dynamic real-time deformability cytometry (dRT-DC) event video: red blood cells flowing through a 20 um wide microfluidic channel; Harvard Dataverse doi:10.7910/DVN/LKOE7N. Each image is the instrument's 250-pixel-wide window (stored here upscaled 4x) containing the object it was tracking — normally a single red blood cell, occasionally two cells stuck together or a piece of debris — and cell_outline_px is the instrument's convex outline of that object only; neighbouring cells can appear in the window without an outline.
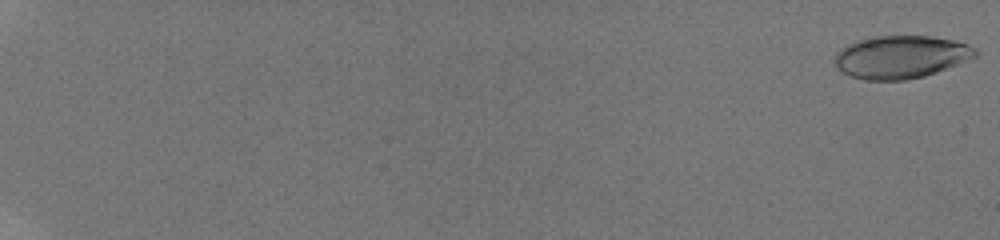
{"species": "human", "species_latin": "Homo sapiens", "temperature_condition": "room temperature", "stored_images_in_passage": 19, "camera_frame_rate_fps": 3000, "um_per_image_px": 0.085, "donor": {"sex": "male"}, "frame": {"image": 1, "passage_image": 1, "time_ms": 0.0, "image_size_px": [1000, 240], "cell_outline_px": [[976, 56], [936, 72], [924, 76], [904, 80], [864, 80], [852, 76], [836, 68], [836, 52], [840, 48], [848, 44], [860, 40], [876, 36], [932, 36], [952, 40], [968, 44], [976, 48]], "centroid_in_image_um": [76.56, 4.84], "position_along_channel_um": 8.4, "area_um2": 34.68}}
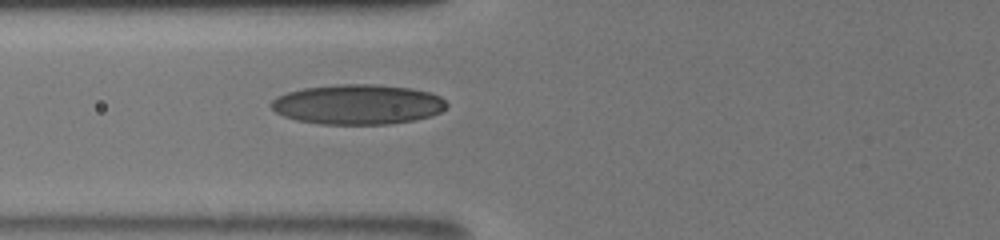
{"frame": {"image": 2, "passage_image": 17, "time_ms": 8.667, "image_size_px": [1000, 240], "cell_outline_px": [[448, 108], [432, 116], [416, 120], [388, 124], [320, 124], [296, 120], [284, 116], [276, 112], [272, 108], [272, 100], [276, 96], [288, 92], [304, 88], [344, 84], [372, 84], [408, 88], [428, 92], [440, 96], [448, 104]], "centroid_in_image_um": [30.44, 8.88], "position_along_channel_um": 95.4, "area_um2": 40.81}}
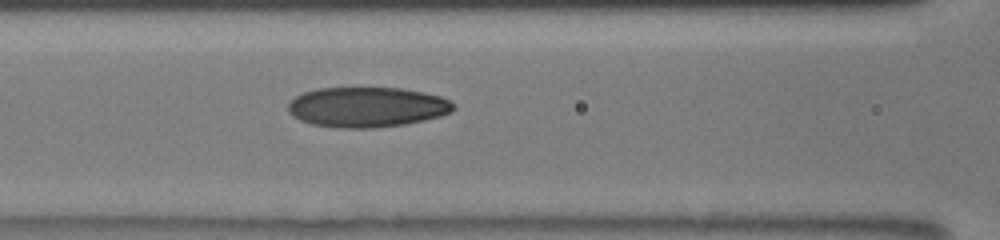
{"frame": {"image": 3, "passage_image": 19, "time_ms": 9.667, "image_size_px": [1000, 240], "cell_outline_px": [[456, 108], [452, 112], [440, 116], [424, 120], [404, 124], [372, 128], [340, 128], [312, 124], [300, 120], [292, 116], [288, 112], [288, 104], [296, 96], [304, 92], [320, 88], [400, 88], [424, 92], [440, 96], [448, 100]], "centroid_in_image_um": [31.19, 9.1], "position_along_channel_um": 135.4, "area_um2": 38.61}}